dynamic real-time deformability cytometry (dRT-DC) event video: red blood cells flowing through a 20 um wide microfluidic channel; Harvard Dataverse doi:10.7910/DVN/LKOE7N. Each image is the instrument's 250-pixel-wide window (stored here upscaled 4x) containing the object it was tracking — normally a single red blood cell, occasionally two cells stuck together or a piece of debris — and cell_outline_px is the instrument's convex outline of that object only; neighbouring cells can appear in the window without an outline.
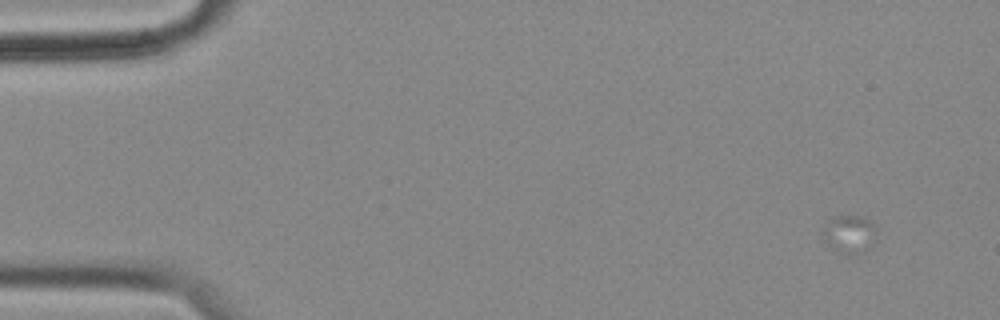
{"species": "common noctule bat (a hibernating species)", "species_latin": "Nyctalus noctula", "temperature_condition": "cold", "stored_images_in_passage": 19, "camera_frame_rate_fps": 3000, "um_per_image_px": 0.085, "animal": {"sex": "female", "body_mass_g": 18.4}, "frame": {"image": 1, "passage_image": 1, "time_ms": 0.0, "image_size_px": [1000, 320], "cell_outline_px": [[876, 232], [856, 252], [848, 256], [828, 244], [824, 240], [820, 232], [828, 220], [832, 216], [864, 216], [876, 228]], "centroid_in_image_um": [72.05, 19.8], "position_along_channel_um": 12.9, "area_um2": 11.04}}